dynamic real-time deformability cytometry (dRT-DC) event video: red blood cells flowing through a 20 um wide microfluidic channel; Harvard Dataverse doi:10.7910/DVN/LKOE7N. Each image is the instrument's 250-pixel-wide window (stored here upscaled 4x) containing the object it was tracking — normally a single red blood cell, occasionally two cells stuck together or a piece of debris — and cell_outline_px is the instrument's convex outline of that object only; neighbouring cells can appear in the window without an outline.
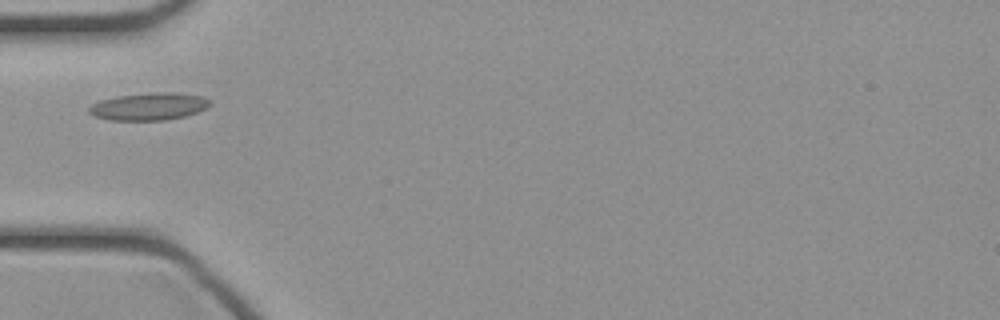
{"species": "common noctule bat (a hibernating species)", "species_latin": "Nyctalus noctula", "temperature_condition": "cold", "stored_images_in_passage": 32, "camera_frame_rate_fps": 3000, "um_per_image_px": 0.085, "animal": {"sex": "female", "body_mass_g": 21.9}, "frame": {"image": 1, "passage_image": 1, "time_ms": 0.0, "image_size_px": [1000, 320], "cell_outline_px": [[208, 104], [204, 108], [196, 112], [184, 116], [164, 120], [108, 120], [96, 116], [88, 112], [88, 108], [92, 104], [100, 100], [116, 96], [152, 92], [176, 92], [204, 96], [208, 100]], "centroid_in_image_um": [12.61, 9.04], "position_along_channel_um": 72.4, "area_um2": 19.19}}
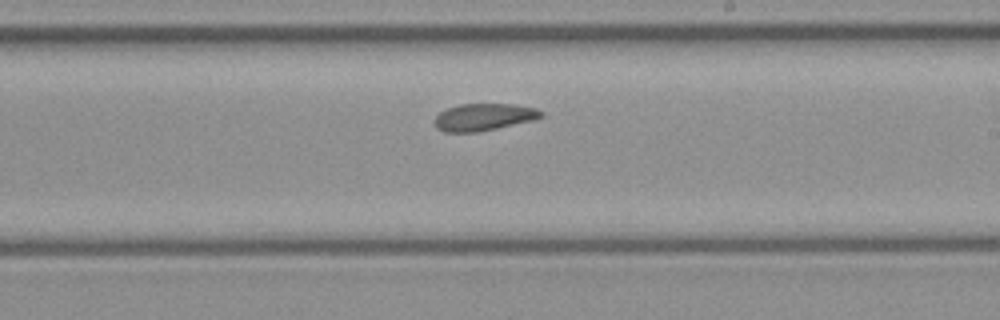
{"frame": {"image": 2, "passage_image": 13, "time_ms": 4.0, "image_size_px": [1000, 320], "cell_outline_px": [[544, 116], [532, 120], [496, 128], [476, 132], [444, 132], [436, 128], [436, 116], [440, 112], [448, 108], [460, 104], [516, 104], [536, 108], [544, 112]], "centroid_in_image_um": [41.14, 9.94], "position_along_channel_um": 247.9, "area_um2": 16.7}}
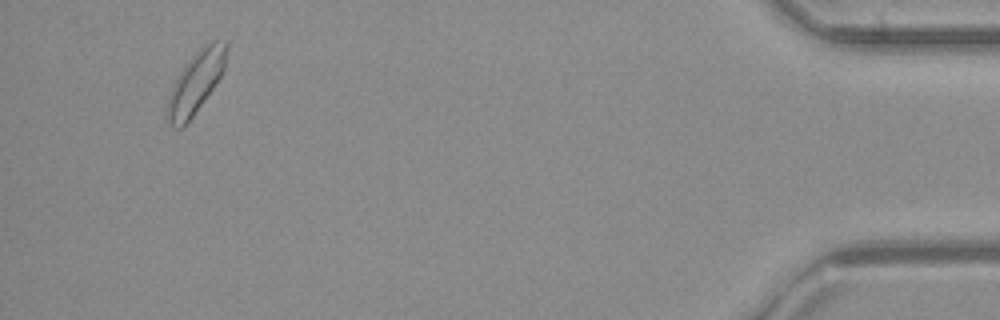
{"frame": {"image": 3, "passage_image": 30, "time_ms": 9.667, "image_size_px": [1000, 320], "cell_outline_px": [[228, 48], [224, 68], [220, 76], [212, 88], [192, 116], [180, 128], [172, 128], [168, 124], [168, 96], [176, 76], [184, 64], [204, 44], [212, 40], [228, 40]], "centroid_in_image_um": [16.65, 6.93], "position_along_channel_um": 418.6, "area_um2": 20.98}}